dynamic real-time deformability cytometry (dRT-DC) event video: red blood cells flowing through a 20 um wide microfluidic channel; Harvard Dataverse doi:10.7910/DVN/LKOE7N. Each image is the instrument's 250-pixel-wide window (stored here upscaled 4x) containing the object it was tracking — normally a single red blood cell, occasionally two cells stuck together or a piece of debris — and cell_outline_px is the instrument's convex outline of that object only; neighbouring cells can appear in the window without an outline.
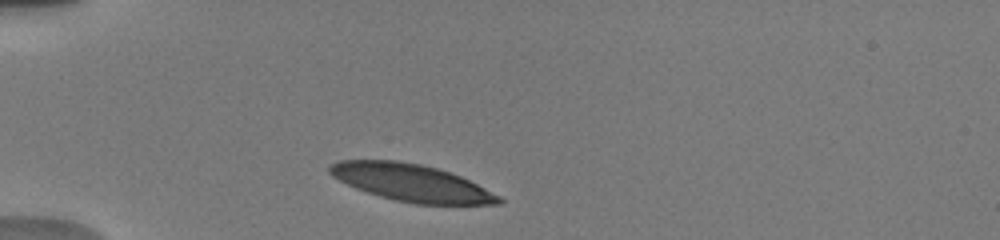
{"species": "human", "species_latin": "Homo sapiens", "temperature_condition": "warm", "stored_images_in_passage": 3, "camera_frame_rate_fps": 3000, "um_per_image_px": 0.085, "donor": {"sex": "male"}, "frame": {"image": 1, "passage_image": 2, "time_ms": 0.667, "image_size_px": [1000, 240], "cell_outline_px": [[504, 204], [416, 204], [396, 200], [380, 196], [356, 188], [332, 176], [328, 172], [328, 168], [332, 164], [340, 160], [396, 160], [420, 164], [436, 168], [460, 176], [500, 196], [504, 200]], "centroid_in_image_um": [34.97, 15.53], "position_along_channel_um": 50.0, "area_um2": 36.18}}